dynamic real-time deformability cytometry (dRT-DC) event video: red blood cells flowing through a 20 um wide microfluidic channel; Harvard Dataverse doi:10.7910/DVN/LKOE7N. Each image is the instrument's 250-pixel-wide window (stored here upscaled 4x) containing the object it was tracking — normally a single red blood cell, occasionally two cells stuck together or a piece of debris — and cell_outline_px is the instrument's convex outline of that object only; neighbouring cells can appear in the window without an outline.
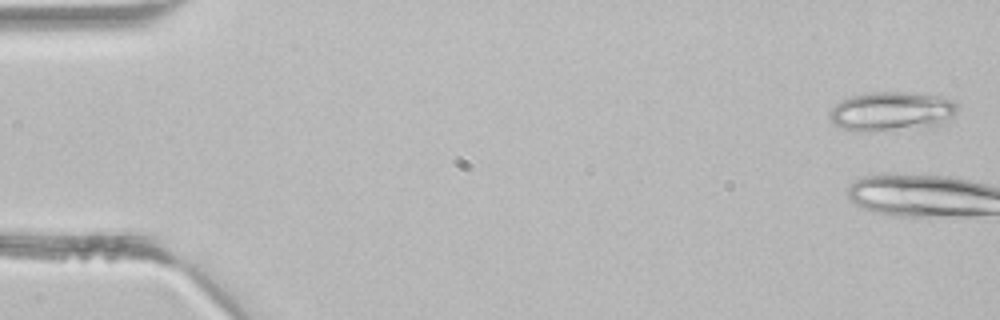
{"species": "common noctule bat (a hibernating species)", "species_latin": "Nyctalus noctula", "temperature_condition": "room temperature", "stored_images_in_passage": 3, "camera_frame_rate_fps": 3000, "um_per_image_px": 0.085, "animal": {"sex": "male", "body_mass_g": 21.5, "forearm_length_mm": 52.0}, "frame": {"image": 1, "passage_image": 1, "time_ms": 0.0, "image_size_px": [1000, 320], "cell_outline_px": [[956, 112], [948, 120], [932, 128], [876, 132], [856, 132], [832, 124], [828, 116], [828, 112], [836, 104], [852, 96], [868, 92], [904, 92], [940, 96], [952, 100], [956, 104]], "centroid_in_image_um": [75.77, 9.51], "position_along_channel_um": 9.2, "area_um2": 29.88}}